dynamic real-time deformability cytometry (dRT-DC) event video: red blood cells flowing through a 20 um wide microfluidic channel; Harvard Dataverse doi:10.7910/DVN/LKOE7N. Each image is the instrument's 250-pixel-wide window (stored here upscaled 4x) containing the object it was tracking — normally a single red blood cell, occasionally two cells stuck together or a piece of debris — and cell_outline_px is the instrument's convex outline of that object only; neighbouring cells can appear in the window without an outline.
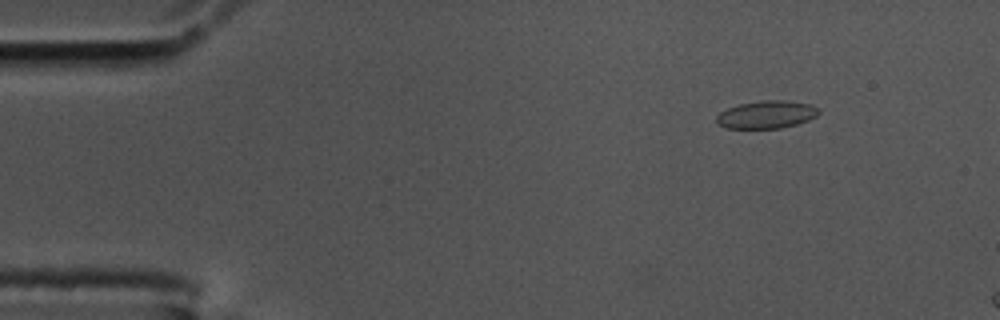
{"species": "common noctule bat (a hibernating species)", "species_latin": "Nyctalus noctula", "temperature_condition": "cold", "stored_images_in_passage": 15, "camera_frame_rate_fps": 3000, "um_per_image_px": 0.085, "animal": {"sex": "male", "body_mass_g": 17.5, "forearm_length_mm": 52.3}, "frame": {"image": 1, "passage_image": 7, "time_ms": 2.0, "image_size_px": [1000, 320], "cell_outline_px": [[820, 112], [816, 116], [808, 120], [796, 124], [780, 128], [728, 128], [716, 124], [716, 116], [720, 112], [728, 108], [740, 104], [760, 100], [788, 100], [812, 104], [820, 108]], "centroid_in_image_um": [65.18, 9.72], "position_along_channel_um": 19.8, "area_um2": 16.65}}